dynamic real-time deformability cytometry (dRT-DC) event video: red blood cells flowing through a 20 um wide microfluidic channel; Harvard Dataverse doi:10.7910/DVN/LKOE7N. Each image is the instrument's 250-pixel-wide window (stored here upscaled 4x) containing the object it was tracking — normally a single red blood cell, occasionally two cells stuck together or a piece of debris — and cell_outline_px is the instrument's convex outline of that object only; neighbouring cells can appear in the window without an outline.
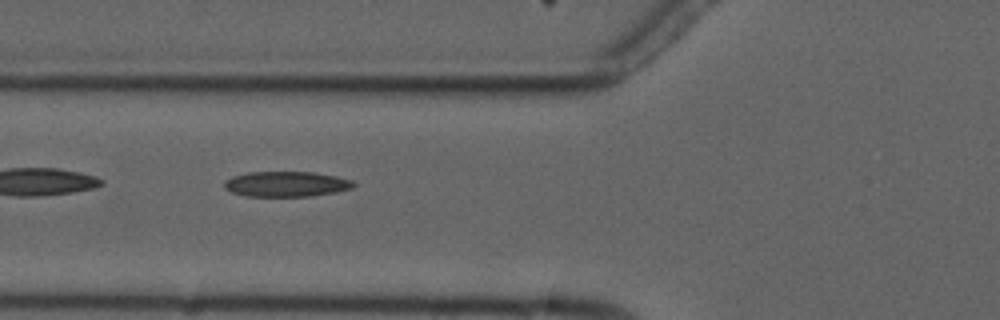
{"species": "common noctule bat (a hibernating species)", "species_latin": "Nyctalus noctula", "temperature_condition": "cold", "stored_images_in_passage": 5, "camera_frame_rate_fps": 3000, "um_per_image_px": 0.085, "animal": {"sex": "male", "forearm_length_mm": 52.5}, "frame": {"image": 1, "passage_image": 4, "time_ms": 3.667, "image_size_px": [1000, 320], "cell_outline_px": [[356, 184], [352, 188], [336, 192], [312, 196], [248, 196], [232, 192], [224, 188], [224, 184], [232, 176], [248, 172], [312, 172], [336, 176], [352, 180]], "centroid_in_image_um": [24.36, 15.64], "position_along_channel_um": 101.4, "area_um2": 18.96}}